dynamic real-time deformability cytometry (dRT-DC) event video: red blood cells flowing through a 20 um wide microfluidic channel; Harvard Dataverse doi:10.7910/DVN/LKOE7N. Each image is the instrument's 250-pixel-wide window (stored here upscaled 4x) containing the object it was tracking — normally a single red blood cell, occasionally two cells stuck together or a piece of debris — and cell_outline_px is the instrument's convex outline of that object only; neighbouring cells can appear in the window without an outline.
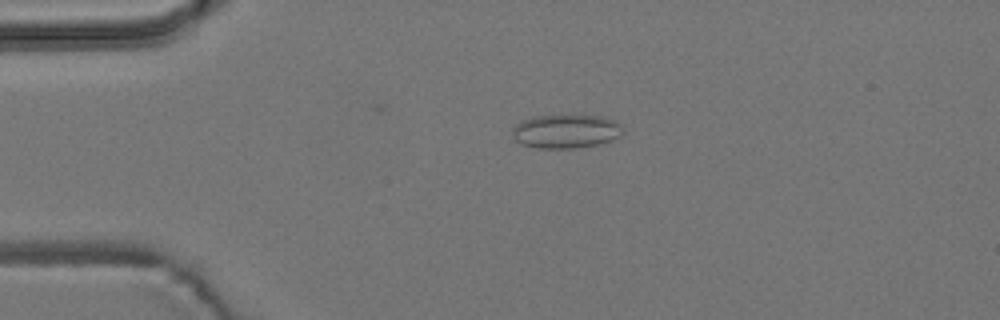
{"species": "common noctule bat (a hibernating species)", "species_latin": "Nyctalus noctula", "temperature_condition": "room temperature", "stored_images_in_passage": 3, "camera_frame_rate_fps": 3000, "um_per_image_px": 0.085, "animal": {"sex": "male", "body_mass_g": 19.2, "forearm_length_mm": 51.8}, "frame": {"image": 1, "passage_image": 2, "time_ms": 1.667, "image_size_px": [1000, 320], "cell_outline_px": [[624, 132], [620, 136], [612, 140], [600, 144], [576, 148], [536, 148], [524, 144], [516, 140], [512, 136], [512, 128], [520, 120], [532, 116], [552, 112], [600, 116], [616, 120], [620, 124]], "centroid_in_image_um": [48.09, 11.1], "position_along_channel_um": 36.9, "area_um2": 22.83}}